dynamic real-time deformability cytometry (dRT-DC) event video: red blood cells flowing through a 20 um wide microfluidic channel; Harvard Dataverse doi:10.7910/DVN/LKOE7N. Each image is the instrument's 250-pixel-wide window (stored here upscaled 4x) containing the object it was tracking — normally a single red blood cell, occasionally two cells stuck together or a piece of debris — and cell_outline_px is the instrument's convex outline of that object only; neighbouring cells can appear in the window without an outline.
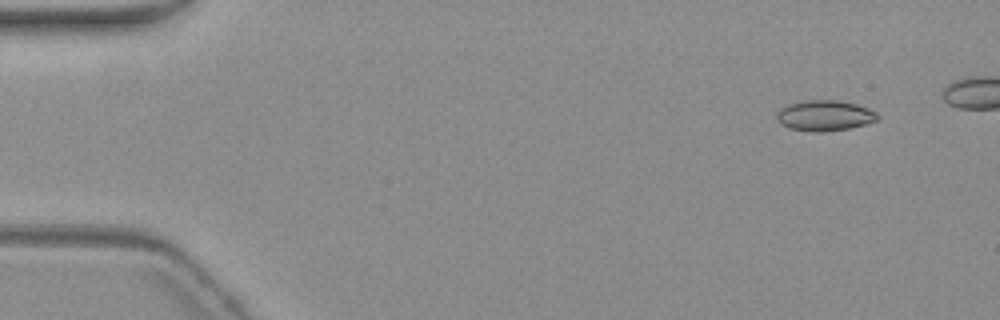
{"species": "common noctule bat (a hibernating species)", "species_latin": "Nyctalus noctula", "temperature_condition": "warm", "stored_images_in_passage": 6, "camera_frame_rate_fps": 3000, "um_per_image_px": 0.085, "animal": {"sex": "female", "body_mass_g": 19.3, "forearm_length_mm": 54.1}, "frame": {"image": 1, "passage_image": 1, "time_ms": 0.0, "image_size_px": [1000, 320], "cell_outline_px": [[880, 116], [876, 120], [864, 124], [848, 128], [824, 132], [812, 132], [788, 128], [780, 124], [776, 120], [776, 112], [780, 108], [788, 104], [800, 100], [836, 100], [856, 104], [868, 108], [876, 112]], "centroid_in_image_um": [70.03, 9.82], "position_along_channel_um": 15.0, "area_um2": 18.15}}
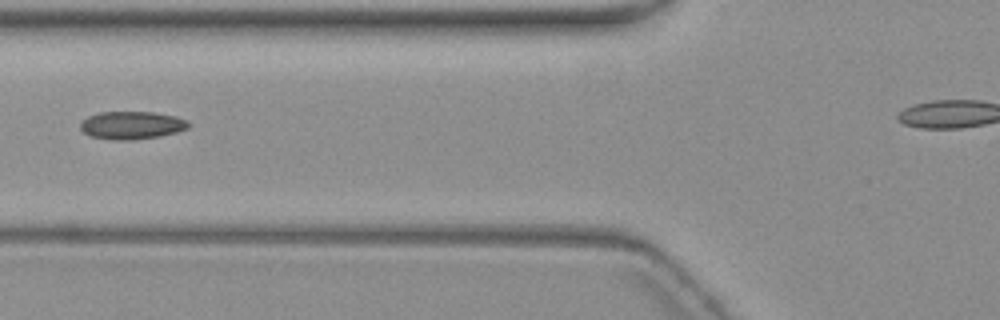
{"frame": {"image": 2, "passage_image": 6, "time_ms": 6.0, "image_size_px": [1000, 320], "cell_outline_px": [[188, 128], [176, 132], [160, 136], [132, 140], [112, 140], [88, 136], [80, 128], [80, 120], [88, 116], [100, 112], [152, 112], [176, 116], [188, 120]], "centroid_in_image_um": [11.16, 10.65], "position_along_channel_um": 114.6, "area_um2": 17.69}}